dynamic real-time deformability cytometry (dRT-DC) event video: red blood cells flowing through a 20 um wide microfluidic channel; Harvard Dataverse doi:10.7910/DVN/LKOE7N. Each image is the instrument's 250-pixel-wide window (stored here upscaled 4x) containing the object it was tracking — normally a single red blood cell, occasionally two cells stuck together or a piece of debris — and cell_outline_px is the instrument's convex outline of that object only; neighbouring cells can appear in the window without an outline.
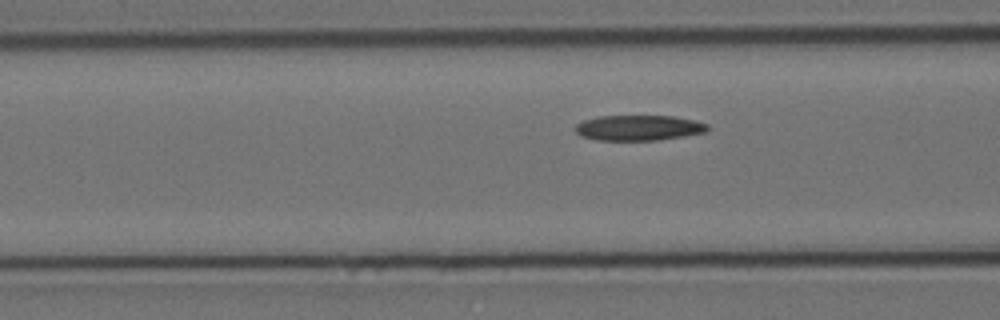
{"species": "Egyptian fruit bat (a non-hibernating species)", "species_latin": "Rousettus aegyptiacus", "temperature_condition": "cold", "stored_images_in_passage": 9, "camera_frame_rate_fps": 3000, "um_per_image_px": 0.085, "animal": {"sex": "female"}, "frame": {"image": 1, "passage_image": 7, "time_ms": 2.0, "image_size_px": [1000, 320], "cell_outline_px": [[708, 132], [684, 136], [656, 140], [596, 140], [580, 136], [576, 132], [576, 124], [584, 120], [600, 116], [672, 116], [696, 120], [708, 124]], "centroid_in_image_um": [54.31, 10.86], "position_along_channel_um": 112.3, "area_um2": 19.59}}